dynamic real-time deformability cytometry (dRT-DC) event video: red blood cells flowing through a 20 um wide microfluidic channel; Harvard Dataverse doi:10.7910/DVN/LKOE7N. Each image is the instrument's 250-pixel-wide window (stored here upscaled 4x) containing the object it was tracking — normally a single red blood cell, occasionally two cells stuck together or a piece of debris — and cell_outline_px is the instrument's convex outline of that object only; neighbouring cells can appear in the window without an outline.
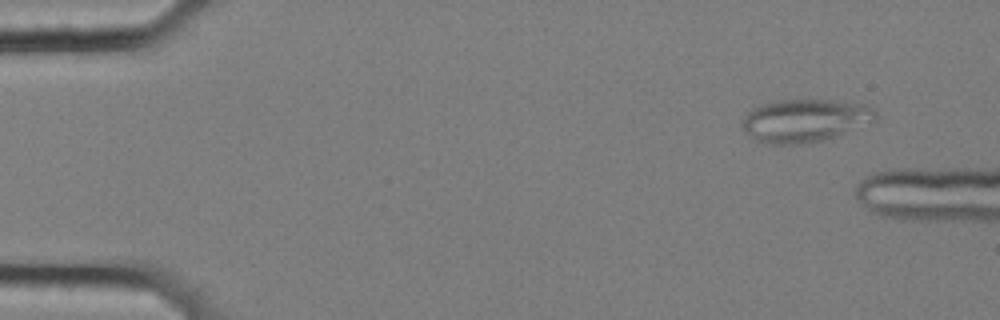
{"species": "common noctule bat (a hibernating species)", "species_latin": "Nyctalus noctula", "temperature_condition": "cold", "stored_images_in_passage": 11, "camera_frame_rate_fps": 3000, "um_per_image_px": 0.085, "animal": {"sex": "female", "body_mass_g": 25.1}, "frame": {"image": 1, "passage_image": 5, "time_ms": 1.333, "image_size_px": [1000, 320], "cell_outline_px": [[876, 120], [832, 136], [820, 140], [796, 144], [772, 144], [756, 140], [740, 124], [748, 112], [752, 108], [776, 100], [832, 100], [868, 104], [876, 112]], "centroid_in_image_um": [68.41, 10.21], "position_along_channel_um": 16.6, "area_um2": 32.66}}